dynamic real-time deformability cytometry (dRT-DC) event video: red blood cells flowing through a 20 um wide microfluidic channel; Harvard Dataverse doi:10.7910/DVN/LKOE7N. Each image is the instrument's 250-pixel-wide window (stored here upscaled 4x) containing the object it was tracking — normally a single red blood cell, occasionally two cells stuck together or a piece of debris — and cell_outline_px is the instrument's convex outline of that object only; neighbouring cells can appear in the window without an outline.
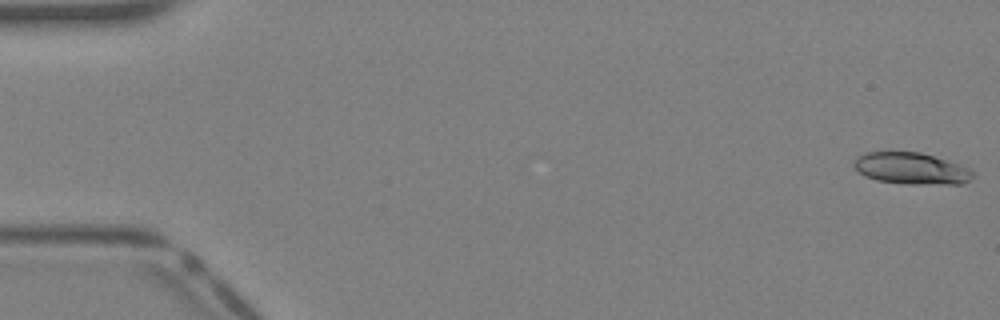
{"species": "Egyptian fruit bat (a non-hibernating species)", "species_latin": "Rousettus aegyptiacus", "temperature_condition": "warm", "stored_images_in_passage": 41, "camera_frame_rate_fps": 3000, "um_per_image_px": 0.085, "animal": {"sex": "female"}, "frame": {"image": 1, "passage_image": 1, "time_ms": 0.0, "image_size_px": [1000, 320], "cell_outline_px": [[972, 176], [964, 184], [904, 184], [876, 180], [864, 176], [852, 164], [860, 156], [868, 152], [920, 152], [960, 164], [968, 168], [972, 172]], "centroid_in_image_um": [77.46, 14.33], "position_along_channel_um": 7.5, "area_um2": 21.73}}
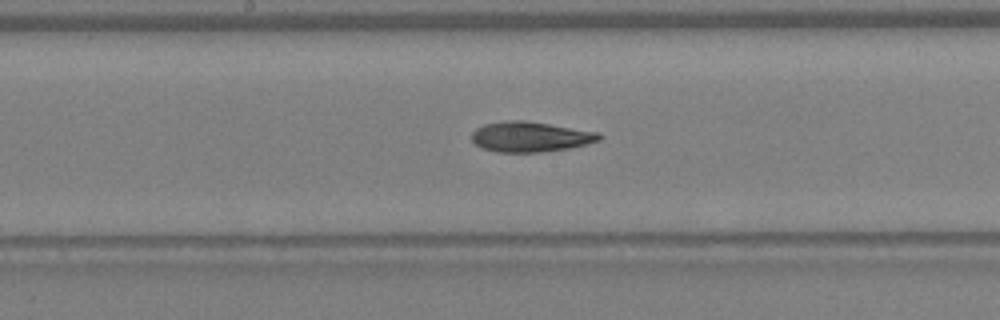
{"frame": {"image": 2, "passage_image": 22, "time_ms": 7.0, "image_size_px": [1000, 320], "cell_outline_px": [[604, 136], [600, 140], [568, 148], [540, 152], [496, 152], [484, 148], [476, 144], [472, 140], [472, 132], [476, 128], [484, 124], [508, 120], [524, 120], [600, 132]], "centroid_in_image_um": [45.09, 11.62], "position_along_channel_um": 203.1, "area_um2": 22.37}}
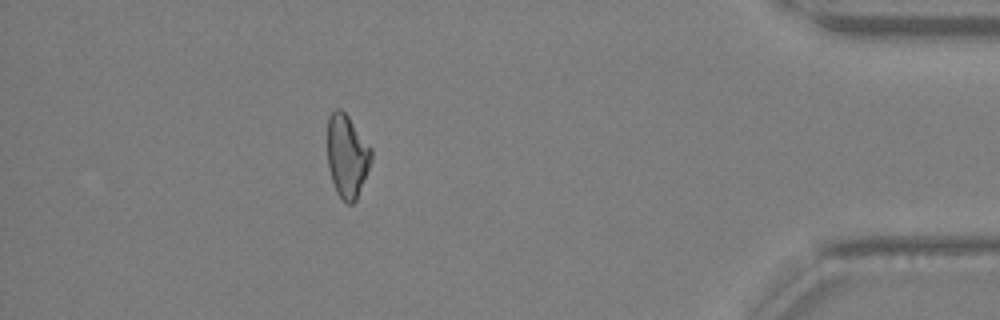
{"frame": {"image": 3, "passage_image": 37, "time_ms": 12.0, "image_size_px": [1000, 320], "cell_outline_px": [[372, 160], [356, 200], [352, 204], [348, 204], [336, 192], [328, 168], [328, 116], [336, 108], [340, 108], [348, 116], [372, 148]], "centroid_in_image_um": [29.5, 13.25], "position_along_channel_um": 405.7, "area_um2": 21.15}}